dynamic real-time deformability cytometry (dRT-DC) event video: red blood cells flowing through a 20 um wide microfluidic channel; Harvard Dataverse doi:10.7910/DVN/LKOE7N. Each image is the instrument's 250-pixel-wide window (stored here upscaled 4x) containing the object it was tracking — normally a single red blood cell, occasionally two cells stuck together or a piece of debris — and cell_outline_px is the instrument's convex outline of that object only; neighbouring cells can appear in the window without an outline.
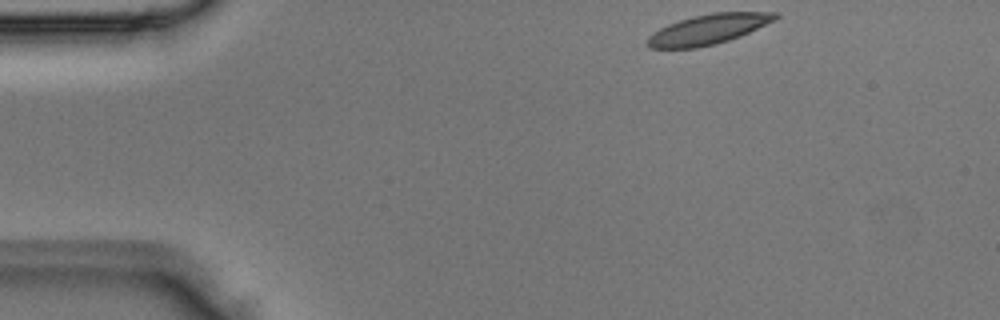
{"species": "Egyptian fruit bat (a non-hibernating species)", "species_latin": "Rousettus aegyptiacus", "temperature_condition": "room temperature", "stored_images_in_passage": 3, "camera_frame_rate_fps": 3000, "um_per_image_px": 0.085, "animal": {"sex": "male"}, "frame": {"image": 1, "passage_image": 1, "time_ms": 0.0, "image_size_px": [1000, 320], "cell_outline_px": [[780, 16], [776, 20], [740, 36], [716, 44], [696, 48], [648, 48], [648, 36], [660, 28], [668, 24], [692, 16], [712, 12], [780, 12]], "centroid_in_image_um": [60.24, 2.48], "position_along_channel_um": 24.8, "area_um2": 22.37}}
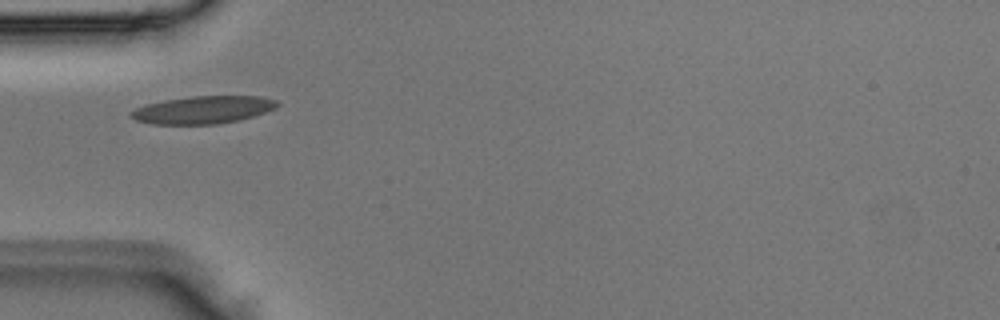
{"frame": {"image": 2, "passage_image": 3, "time_ms": 0.667, "image_size_px": [1000, 320], "cell_outline_px": [[280, 104], [276, 108], [252, 116], [236, 120], [216, 124], [152, 124], [136, 120], [128, 116], [128, 112], [136, 108], [148, 104], [164, 100], [188, 96], [260, 96], [276, 100]], "centroid_in_image_um": [17.22, 9.33], "position_along_channel_um": 67.8, "area_um2": 23.47}}